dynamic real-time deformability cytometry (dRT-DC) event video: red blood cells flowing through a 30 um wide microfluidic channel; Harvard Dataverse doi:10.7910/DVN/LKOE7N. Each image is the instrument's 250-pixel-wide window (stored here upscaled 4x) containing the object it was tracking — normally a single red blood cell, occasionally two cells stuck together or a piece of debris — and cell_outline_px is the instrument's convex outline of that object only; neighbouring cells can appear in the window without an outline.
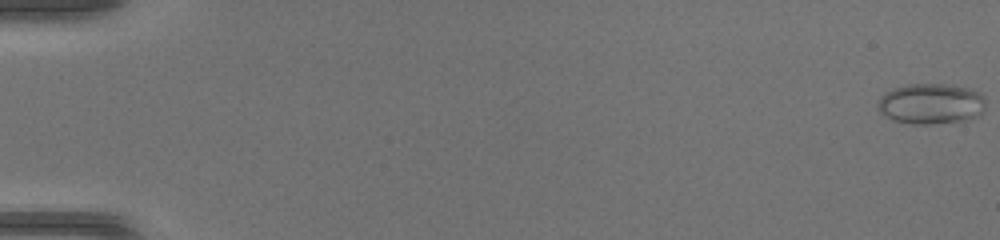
{"species": "common noctule bat (a hibernating species)", "species_latin": "Nyctalus noctula", "temperature_condition": "warm", "stored_images_in_passage": 48, "camera_frame_rate_fps": 3000, "um_per_image_px": 0.085, "animal": {"sex": "female", "body_mass_g": 17.0, "forearm_length_mm": 48.0}, "frame": {"image": 1, "passage_image": 1, "time_ms": 0.0, "image_size_px": [1000, 240], "cell_outline_px": [[984, 108], [980, 116], [968, 120], [932, 124], [912, 124], [892, 120], [880, 112], [876, 104], [876, 100], [884, 92], [892, 88], [908, 84], [944, 84], [972, 88], [980, 92], [984, 96]], "centroid_in_image_um": [79.12, 8.82], "position_along_channel_um": 5.9, "area_um2": 26.07}}
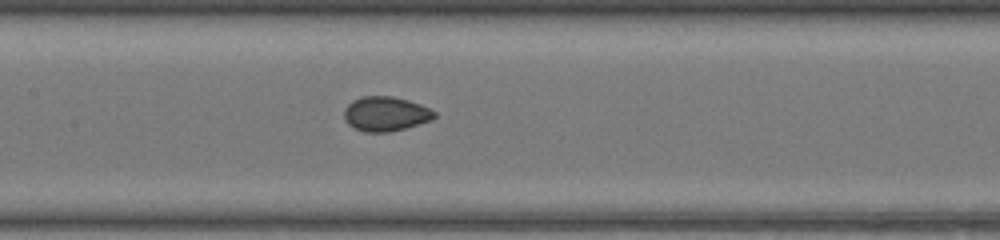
{"frame": {"image": 2, "passage_image": 25, "time_ms": 8.0, "image_size_px": [1000, 240], "cell_outline_px": [[436, 116], [432, 120], [404, 128], [388, 132], [364, 132], [352, 128], [344, 120], [344, 108], [352, 100], [360, 96], [392, 96], [408, 100], [420, 104], [436, 112]], "centroid_in_image_um": [32.74, 9.67], "position_along_channel_um": 174.7, "area_um2": 18.32}}
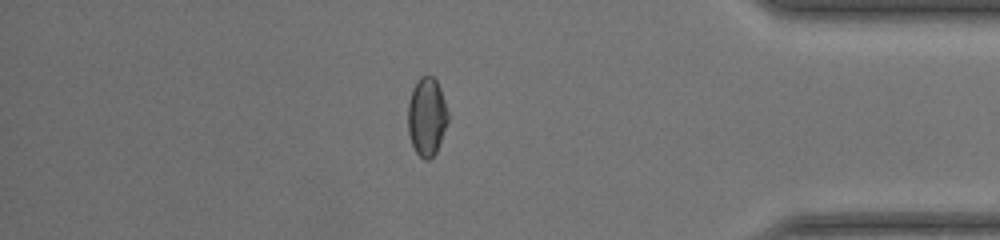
{"frame": {"image": 3, "passage_image": 42, "time_ms": 13.667, "image_size_px": [1000, 240], "cell_outline_px": [[448, 120], [436, 152], [428, 160], [424, 160], [416, 152], [412, 144], [408, 132], [408, 104], [412, 88], [420, 76], [432, 76], [436, 80], [440, 88], [448, 112]], "centroid_in_image_um": [36.26, 9.91], "position_along_channel_um": 398.9, "area_um2": 18.15}}